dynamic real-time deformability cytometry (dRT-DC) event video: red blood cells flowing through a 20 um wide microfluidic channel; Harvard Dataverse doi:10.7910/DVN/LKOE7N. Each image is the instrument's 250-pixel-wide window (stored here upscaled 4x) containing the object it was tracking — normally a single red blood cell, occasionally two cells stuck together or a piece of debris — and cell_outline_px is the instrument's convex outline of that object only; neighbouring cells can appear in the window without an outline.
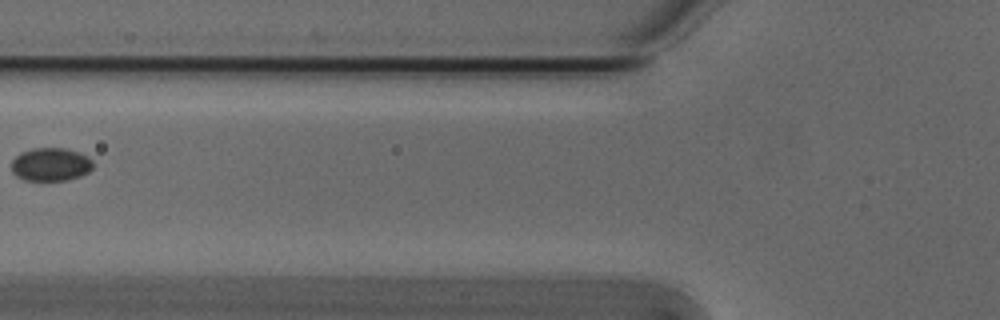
{"species": "Egyptian fruit bat (a non-hibernating species)", "species_latin": "Rousettus aegyptiacus", "temperature_condition": "cold", "stored_images_in_passage": 8, "camera_frame_rate_fps": 3000, "um_per_image_px": 0.085, "animal": {"sex": "male"}, "frame": {"image": 1, "passage_image": 7, "time_ms": 2.0, "image_size_px": [1000, 320], "cell_outline_px": [[92, 168], [88, 172], [80, 176], [68, 180], [24, 180], [16, 176], [12, 172], [12, 160], [20, 152], [32, 148], [64, 148], [88, 156], [92, 160]], "centroid_in_image_um": [4.29, 13.97], "position_along_channel_um": 121.5, "area_um2": 15.78}}